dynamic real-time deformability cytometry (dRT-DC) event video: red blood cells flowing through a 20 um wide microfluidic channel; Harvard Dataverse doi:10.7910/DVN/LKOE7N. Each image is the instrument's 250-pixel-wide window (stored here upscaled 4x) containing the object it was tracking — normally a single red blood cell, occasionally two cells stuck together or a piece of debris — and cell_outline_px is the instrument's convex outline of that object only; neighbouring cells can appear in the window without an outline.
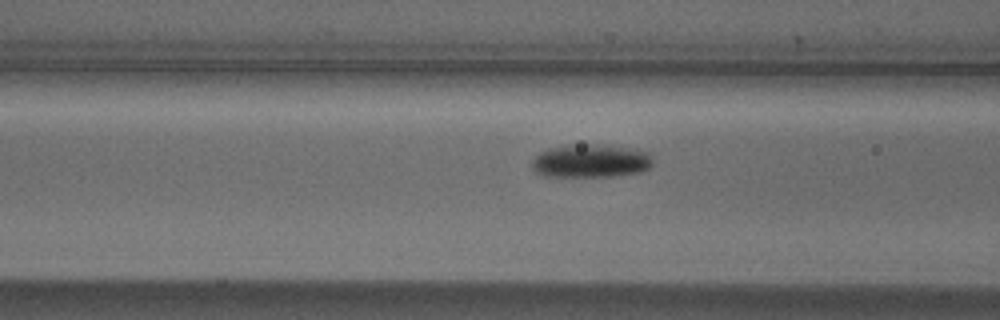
{"species": "Egyptian fruit bat (a non-hibernating species)", "species_latin": "Rousettus aegyptiacus", "temperature_condition": "cold", "stored_images_in_passage": 16, "camera_frame_rate_fps": 3000, "um_per_image_px": 0.085, "animal": {"sex": "male"}, "frame": {"image": 1, "passage_image": 14, "time_ms": 4.333, "image_size_px": [1000, 320], "cell_outline_px": [[652, 164], [648, 168], [640, 172], [612, 176], [544, 176], [536, 172], [532, 168], [532, 160], [540, 152], [548, 148], [568, 144], [596, 144], [628, 148], [648, 152], [652, 156]], "centroid_in_image_um": [50.19, 13.67], "position_along_channel_um": 116.4, "area_um2": 23.47}}